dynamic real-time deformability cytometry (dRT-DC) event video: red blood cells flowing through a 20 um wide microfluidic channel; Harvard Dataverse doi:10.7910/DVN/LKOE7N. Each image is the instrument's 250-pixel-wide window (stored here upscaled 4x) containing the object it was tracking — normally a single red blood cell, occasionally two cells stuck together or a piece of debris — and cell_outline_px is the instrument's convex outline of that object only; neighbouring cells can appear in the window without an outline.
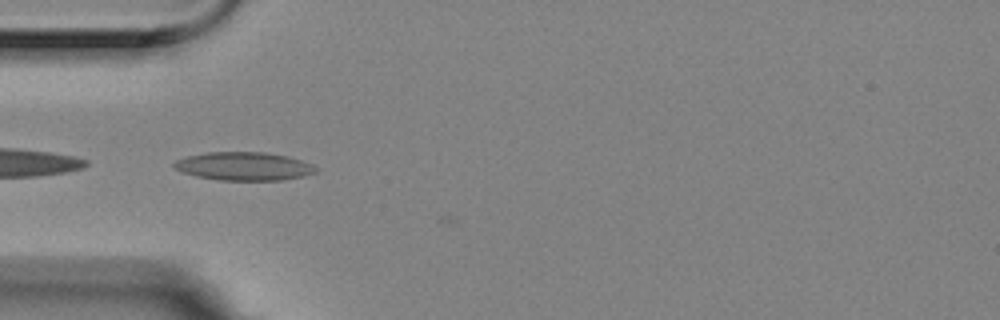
{"species": "Egyptian fruit bat (a non-hibernating species)", "species_latin": "Rousettus aegyptiacus", "temperature_condition": "room temperature", "stored_images_in_passage": 7, "camera_frame_rate_fps": 3000, "um_per_image_px": 0.085, "animal": {"sex": "female"}, "frame": {"image": 1, "passage_image": 4, "time_ms": 1.0, "image_size_px": [1000, 320], "cell_outline_px": [[316, 172], [304, 176], [280, 180], [220, 180], [196, 176], [180, 172], [172, 168], [172, 164], [176, 160], [188, 156], [208, 152], [264, 152], [288, 156], [312, 164], [316, 168]], "centroid_in_image_um": [20.69, 14.13], "position_along_channel_um": 64.3, "area_um2": 23.41}}
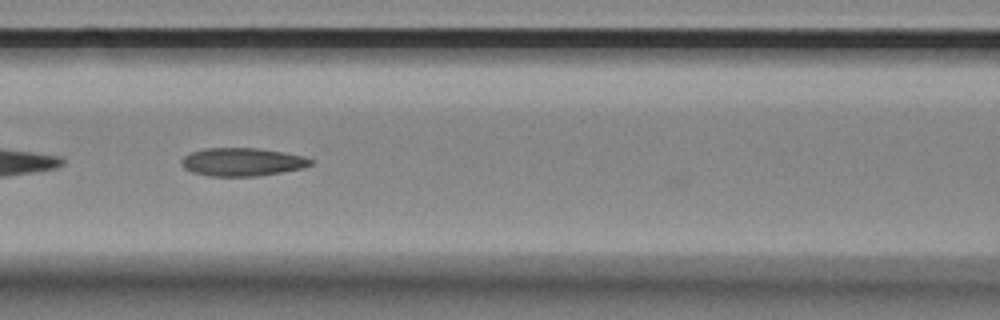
{"frame": {"image": 2, "passage_image": 6, "time_ms": 1.667, "image_size_px": [1000, 320], "cell_outline_px": [[316, 160], [312, 164], [300, 168], [280, 172], [256, 176], [208, 176], [192, 172], [184, 168], [180, 160], [184, 156], [192, 152], [204, 148], [260, 148], [284, 152], [304, 156]], "centroid_in_image_um": [20.59, 13.76], "position_along_channel_um": 146.0, "area_um2": 21.21}}
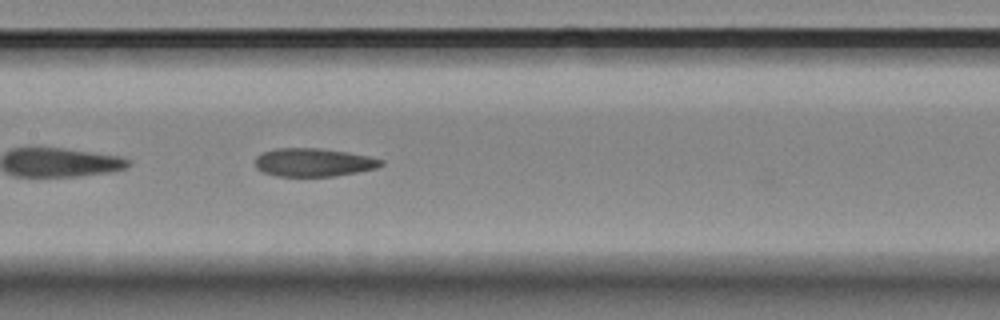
{"frame": {"image": 3, "passage_image": 7, "time_ms": 2.0, "image_size_px": [1000, 320], "cell_outline_px": [[384, 164], [376, 168], [336, 176], [276, 176], [264, 172], [256, 168], [256, 156], [264, 152], [276, 148], [320, 148], [348, 152], [368, 156], [384, 160]], "centroid_in_image_um": [26.66, 13.8], "position_along_channel_um": 180.7, "area_um2": 20.69}}